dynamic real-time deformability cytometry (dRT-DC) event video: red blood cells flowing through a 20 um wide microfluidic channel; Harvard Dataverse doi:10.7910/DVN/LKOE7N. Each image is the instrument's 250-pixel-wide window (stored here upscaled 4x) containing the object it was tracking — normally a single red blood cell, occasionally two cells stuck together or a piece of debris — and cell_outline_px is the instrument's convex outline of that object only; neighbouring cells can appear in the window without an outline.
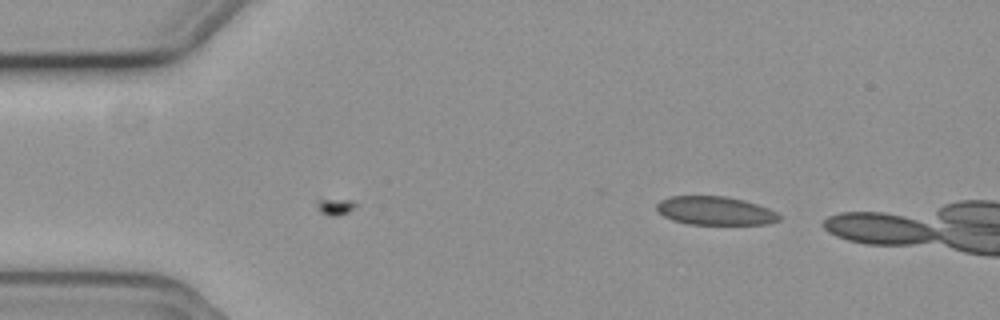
{"species": "common noctule bat (a hibernating species)", "species_latin": "Nyctalus noctula", "temperature_condition": "cold", "stored_images_in_passage": 8, "camera_frame_rate_fps": 3000, "um_per_image_px": 0.085, "animal": {"sex": "female", "body_mass_g": 19.3, "forearm_length_mm": 54.1}, "frame": {"image": 1, "passage_image": 8, "time_ms": 2.333, "image_size_px": [1000, 320], "cell_outline_px": [[780, 220], [768, 224], [688, 224], [672, 220], [664, 216], [656, 208], [656, 204], [660, 200], [668, 196], [724, 196], [744, 200], [768, 208], [776, 212], [780, 216]], "centroid_in_image_um": [60.77, 17.91], "position_along_channel_um": 24.2, "area_um2": 20.35}}